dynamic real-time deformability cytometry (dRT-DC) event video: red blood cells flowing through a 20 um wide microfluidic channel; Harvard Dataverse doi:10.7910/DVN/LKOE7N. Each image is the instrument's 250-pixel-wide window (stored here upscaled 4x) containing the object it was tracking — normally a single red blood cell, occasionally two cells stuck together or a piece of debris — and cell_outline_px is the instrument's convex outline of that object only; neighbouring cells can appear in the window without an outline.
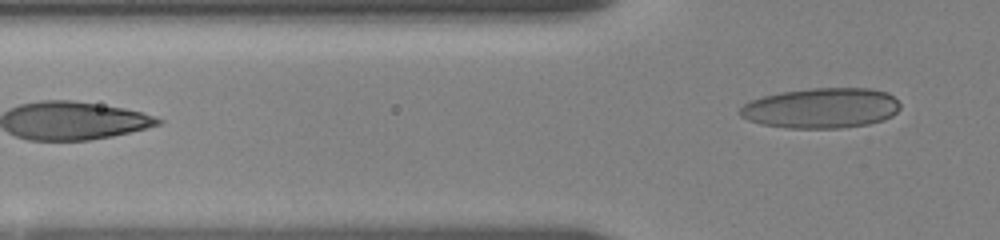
{"species": "human", "species_latin": "Homo sapiens", "temperature_condition": "room temperature", "stored_images_in_passage": 23, "segment_of_instrument_passage": [2, 2], "camera_frame_rate_fps": 3000, "um_per_image_px": 0.085, "donor": {"sex": "female"}, "frame": {"image": 1, "passage_image": 23, "time_ms": 6.0, "image_size_px": [1000, 240], "cell_outline_px": [[900, 108], [892, 116], [884, 120], [868, 124], [840, 128], [788, 128], [760, 124], [748, 120], [740, 116], [740, 108], [744, 104], [752, 100], [764, 96], [780, 92], [812, 88], [872, 88], [888, 92], [900, 104]], "centroid_in_image_um": [69.82, 9.19], "position_along_channel_um": 56.0, "area_um2": 37.69}}